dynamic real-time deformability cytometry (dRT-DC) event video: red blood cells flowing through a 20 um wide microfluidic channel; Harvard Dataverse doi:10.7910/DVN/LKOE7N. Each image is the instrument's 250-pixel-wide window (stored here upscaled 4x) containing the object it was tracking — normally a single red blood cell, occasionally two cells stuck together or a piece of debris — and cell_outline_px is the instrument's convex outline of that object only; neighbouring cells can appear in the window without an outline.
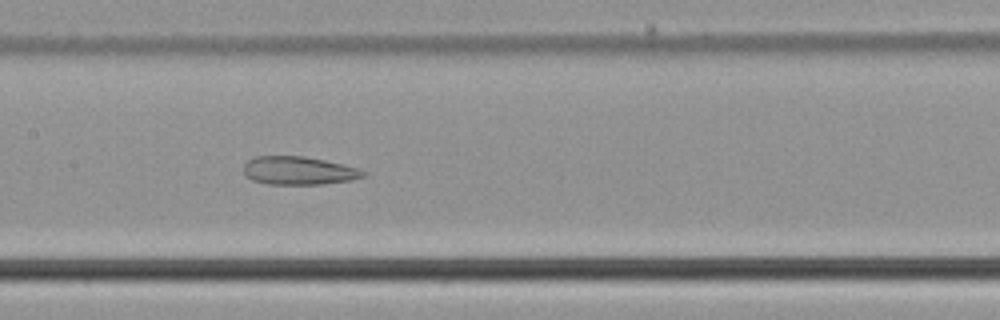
{"species": "common noctule bat (a hibernating species)", "species_latin": "Nyctalus noctula", "temperature_condition": "cold", "stored_images_in_passage": 51, "camera_frame_rate_fps": 3000, "um_per_image_px": 0.085, "animal": {"sex": "male", "body_mass_g": 21.5, "forearm_length_mm": 52.0}, "frame": {"image": 1, "passage_image": 23, "time_ms": 7.333, "image_size_px": [1000, 320], "cell_outline_px": [[368, 176], [352, 180], [320, 184], [268, 184], [252, 180], [244, 176], [244, 164], [248, 160], [256, 156], [304, 156], [324, 160], [356, 168], [368, 172]], "centroid_in_image_um": [25.38, 14.51], "position_along_channel_um": 182.0, "area_um2": 19.71}}
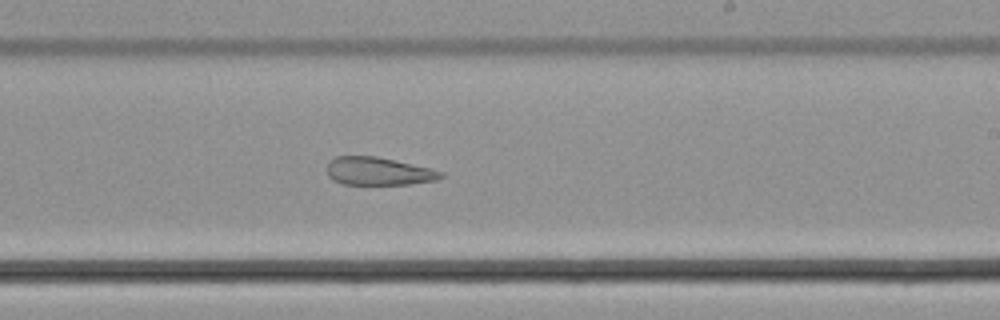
{"frame": {"image": 2, "passage_image": 29, "time_ms": 9.333, "image_size_px": [1000, 320], "cell_outline_px": [[444, 176], [436, 180], [408, 184], [340, 184], [332, 180], [328, 176], [328, 160], [336, 156], [376, 156], [428, 168], [444, 172]], "centroid_in_image_um": [32.12, 14.56], "position_along_channel_um": 256.9, "area_um2": 18.44}}
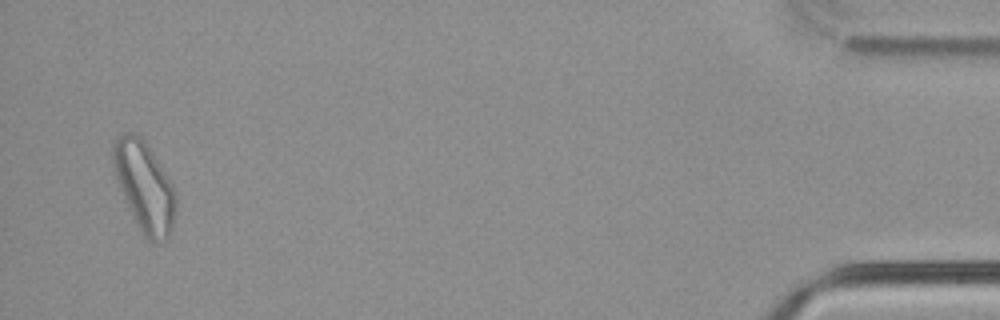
{"frame": {"image": 3, "passage_image": 49, "time_ms": 16.0, "image_size_px": [1000, 320], "cell_outline_px": [[176, 208], [172, 228], [168, 236], [164, 240], [156, 244], [152, 244], [140, 232], [124, 196], [116, 176], [112, 156], [112, 148], [116, 140], [124, 132], [132, 132], [140, 136], [172, 184], [176, 192]], "centroid_in_image_um": [12.29, 15.92], "position_along_channel_um": 422.9, "area_um2": 32.02}, "authors_computed_cell_mechanics": {"area_um2": 25.432, "velocity_mm_per_s": 3.7556, "shape_relaxation_time_tau1_ms": null, "shape_relaxation_time_tau2_ms": 3.2491, "deformation_change_tau1": null, "deformation_change_tau2": 0.1097}}